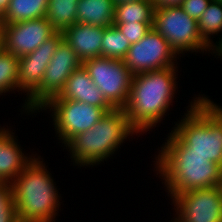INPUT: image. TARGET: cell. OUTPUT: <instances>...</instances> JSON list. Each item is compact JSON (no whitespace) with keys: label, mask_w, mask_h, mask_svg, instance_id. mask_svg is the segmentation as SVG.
Listing matches in <instances>:
<instances>
[{"label":"cell","mask_w":222,"mask_h":222,"mask_svg":"<svg viewBox=\"0 0 222 222\" xmlns=\"http://www.w3.org/2000/svg\"><path fill=\"white\" fill-rule=\"evenodd\" d=\"M48 65L68 66L74 71L82 65V62L70 45L62 39Z\"/></svg>","instance_id":"obj_24"},{"label":"cell","mask_w":222,"mask_h":222,"mask_svg":"<svg viewBox=\"0 0 222 222\" xmlns=\"http://www.w3.org/2000/svg\"><path fill=\"white\" fill-rule=\"evenodd\" d=\"M52 99L76 100L102 109H114L94 84L83 65L74 70L60 94Z\"/></svg>","instance_id":"obj_14"},{"label":"cell","mask_w":222,"mask_h":222,"mask_svg":"<svg viewBox=\"0 0 222 222\" xmlns=\"http://www.w3.org/2000/svg\"><path fill=\"white\" fill-rule=\"evenodd\" d=\"M5 183H3L1 180H0V188L4 185Z\"/></svg>","instance_id":"obj_34"},{"label":"cell","mask_w":222,"mask_h":222,"mask_svg":"<svg viewBox=\"0 0 222 222\" xmlns=\"http://www.w3.org/2000/svg\"><path fill=\"white\" fill-rule=\"evenodd\" d=\"M134 1H142V0H113V3L115 5H119L123 3L134 2Z\"/></svg>","instance_id":"obj_31"},{"label":"cell","mask_w":222,"mask_h":222,"mask_svg":"<svg viewBox=\"0 0 222 222\" xmlns=\"http://www.w3.org/2000/svg\"><path fill=\"white\" fill-rule=\"evenodd\" d=\"M152 28L180 57L187 52H208L213 55V50L201 38L198 21L188 16L181 7L155 10Z\"/></svg>","instance_id":"obj_6"},{"label":"cell","mask_w":222,"mask_h":222,"mask_svg":"<svg viewBox=\"0 0 222 222\" xmlns=\"http://www.w3.org/2000/svg\"><path fill=\"white\" fill-rule=\"evenodd\" d=\"M19 57L5 49L0 52V96L10 91H20L18 88Z\"/></svg>","instance_id":"obj_23"},{"label":"cell","mask_w":222,"mask_h":222,"mask_svg":"<svg viewBox=\"0 0 222 222\" xmlns=\"http://www.w3.org/2000/svg\"><path fill=\"white\" fill-rule=\"evenodd\" d=\"M177 69L169 67L133 75L129 99L123 109L138 137L152 131L167 116L178 92Z\"/></svg>","instance_id":"obj_2"},{"label":"cell","mask_w":222,"mask_h":222,"mask_svg":"<svg viewBox=\"0 0 222 222\" xmlns=\"http://www.w3.org/2000/svg\"><path fill=\"white\" fill-rule=\"evenodd\" d=\"M0 26L4 49L16 57L32 53L57 32L46 17Z\"/></svg>","instance_id":"obj_11"},{"label":"cell","mask_w":222,"mask_h":222,"mask_svg":"<svg viewBox=\"0 0 222 222\" xmlns=\"http://www.w3.org/2000/svg\"><path fill=\"white\" fill-rule=\"evenodd\" d=\"M79 0H49L45 17L57 32L77 23Z\"/></svg>","instance_id":"obj_20"},{"label":"cell","mask_w":222,"mask_h":222,"mask_svg":"<svg viewBox=\"0 0 222 222\" xmlns=\"http://www.w3.org/2000/svg\"><path fill=\"white\" fill-rule=\"evenodd\" d=\"M139 133L130 125L123 108L108 111L91 129L73 136L63 147L69 149L71 162L78 167L97 166L121 149V145Z\"/></svg>","instance_id":"obj_4"},{"label":"cell","mask_w":222,"mask_h":222,"mask_svg":"<svg viewBox=\"0 0 222 222\" xmlns=\"http://www.w3.org/2000/svg\"><path fill=\"white\" fill-rule=\"evenodd\" d=\"M213 54L216 58V56H218L217 58H222V41L213 49Z\"/></svg>","instance_id":"obj_30"},{"label":"cell","mask_w":222,"mask_h":222,"mask_svg":"<svg viewBox=\"0 0 222 222\" xmlns=\"http://www.w3.org/2000/svg\"><path fill=\"white\" fill-rule=\"evenodd\" d=\"M171 201L175 222H222L221 186L182 192Z\"/></svg>","instance_id":"obj_10"},{"label":"cell","mask_w":222,"mask_h":222,"mask_svg":"<svg viewBox=\"0 0 222 222\" xmlns=\"http://www.w3.org/2000/svg\"><path fill=\"white\" fill-rule=\"evenodd\" d=\"M114 13L113 0H79L77 23L109 27L114 23Z\"/></svg>","instance_id":"obj_17"},{"label":"cell","mask_w":222,"mask_h":222,"mask_svg":"<svg viewBox=\"0 0 222 222\" xmlns=\"http://www.w3.org/2000/svg\"><path fill=\"white\" fill-rule=\"evenodd\" d=\"M101 57L123 60L131 46L117 26L104 28Z\"/></svg>","instance_id":"obj_22"},{"label":"cell","mask_w":222,"mask_h":222,"mask_svg":"<svg viewBox=\"0 0 222 222\" xmlns=\"http://www.w3.org/2000/svg\"><path fill=\"white\" fill-rule=\"evenodd\" d=\"M48 109L52 112L50 116H52L55 134L62 145H65L73 136L91 129L106 112L113 110L67 99H50L40 108V111L47 112Z\"/></svg>","instance_id":"obj_7"},{"label":"cell","mask_w":222,"mask_h":222,"mask_svg":"<svg viewBox=\"0 0 222 222\" xmlns=\"http://www.w3.org/2000/svg\"><path fill=\"white\" fill-rule=\"evenodd\" d=\"M168 135L153 162L154 172L163 179L171 200L182 192L222 185L221 165L198 153H188V148L172 132Z\"/></svg>","instance_id":"obj_1"},{"label":"cell","mask_w":222,"mask_h":222,"mask_svg":"<svg viewBox=\"0 0 222 222\" xmlns=\"http://www.w3.org/2000/svg\"><path fill=\"white\" fill-rule=\"evenodd\" d=\"M113 25L118 27L130 44L137 43L153 27V23H123Z\"/></svg>","instance_id":"obj_26"},{"label":"cell","mask_w":222,"mask_h":222,"mask_svg":"<svg viewBox=\"0 0 222 222\" xmlns=\"http://www.w3.org/2000/svg\"><path fill=\"white\" fill-rule=\"evenodd\" d=\"M62 39L63 33L56 32L35 51L19 57L18 88L26 93L24 105L21 106L24 114H26L27 99L41 86L45 70Z\"/></svg>","instance_id":"obj_12"},{"label":"cell","mask_w":222,"mask_h":222,"mask_svg":"<svg viewBox=\"0 0 222 222\" xmlns=\"http://www.w3.org/2000/svg\"><path fill=\"white\" fill-rule=\"evenodd\" d=\"M10 0H0V18L5 14L8 9Z\"/></svg>","instance_id":"obj_29"},{"label":"cell","mask_w":222,"mask_h":222,"mask_svg":"<svg viewBox=\"0 0 222 222\" xmlns=\"http://www.w3.org/2000/svg\"><path fill=\"white\" fill-rule=\"evenodd\" d=\"M4 49V45H3V32L0 26V52Z\"/></svg>","instance_id":"obj_32"},{"label":"cell","mask_w":222,"mask_h":222,"mask_svg":"<svg viewBox=\"0 0 222 222\" xmlns=\"http://www.w3.org/2000/svg\"><path fill=\"white\" fill-rule=\"evenodd\" d=\"M0 222H19L10 184L0 188Z\"/></svg>","instance_id":"obj_25"},{"label":"cell","mask_w":222,"mask_h":222,"mask_svg":"<svg viewBox=\"0 0 222 222\" xmlns=\"http://www.w3.org/2000/svg\"><path fill=\"white\" fill-rule=\"evenodd\" d=\"M73 72L68 66L48 65L41 86L26 101V114L40 112L42 106L58 96Z\"/></svg>","instance_id":"obj_16"},{"label":"cell","mask_w":222,"mask_h":222,"mask_svg":"<svg viewBox=\"0 0 222 222\" xmlns=\"http://www.w3.org/2000/svg\"><path fill=\"white\" fill-rule=\"evenodd\" d=\"M184 0H151L154 10L162 8L180 7Z\"/></svg>","instance_id":"obj_28"},{"label":"cell","mask_w":222,"mask_h":222,"mask_svg":"<svg viewBox=\"0 0 222 222\" xmlns=\"http://www.w3.org/2000/svg\"><path fill=\"white\" fill-rule=\"evenodd\" d=\"M49 0H10L0 24L15 23L45 17Z\"/></svg>","instance_id":"obj_18"},{"label":"cell","mask_w":222,"mask_h":222,"mask_svg":"<svg viewBox=\"0 0 222 222\" xmlns=\"http://www.w3.org/2000/svg\"><path fill=\"white\" fill-rule=\"evenodd\" d=\"M90 78L114 108L128 102L133 73L123 60L96 57L82 63Z\"/></svg>","instance_id":"obj_8"},{"label":"cell","mask_w":222,"mask_h":222,"mask_svg":"<svg viewBox=\"0 0 222 222\" xmlns=\"http://www.w3.org/2000/svg\"><path fill=\"white\" fill-rule=\"evenodd\" d=\"M198 28L202 40L213 50L221 41L222 35V4L212 1L208 4L207 9L202 13L201 18L198 20ZM220 36L216 43L213 42L215 37Z\"/></svg>","instance_id":"obj_21"},{"label":"cell","mask_w":222,"mask_h":222,"mask_svg":"<svg viewBox=\"0 0 222 222\" xmlns=\"http://www.w3.org/2000/svg\"><path fill=\"white\" fill-rule=\"evenodd\" d=\"M104 28L75 23L62 32L63 39L76 52L77 57L83 63L101 56Z\"/></svg>","instance_id":"obj_15"},{"label":"cell","mask_w":222,"mask_h":222,"mask_svg":"<svg viewBox=\"0 0 222 222\" xmlns=\"http://www.w3.org/2000/svg\"><path fill=\"white\" fill-rule=\"evenodd\" d=\"M210 2L211 0H184L180 7L188 16L198 21Z\"/></svg>","instance_id":"obj_27"},{"label":"cell","mask_w":222,"mask_h":222,"mask_svg":"<svg viewBox=\"0 0 222 222\" xmlns=\"http://www.w3.org/2000/svg\"><path fill=\"white\" fill-rule=\"evenodd\" d=\"M40 157L35 156L10 183L19 222H55L58 216L62 197Z\"/></svg>","instance_id":"obj_3"},{"label":"cell","mask_w":222,"mask_h":222,"mask_svg":"<svg viewBox=\"0 0 222 222\" xmlns=\"http://www.w3.org/2000/svg\"><path fill=\"white\" fill-rule=\"evenodd\" d=\"M154 6L151 0L115 5L114 23H153Z\"/></svg>","instance_id":"obj_19"},{"label":"cell","mask_w":222,"mask_h":222,"mask_svg":"<svg viewBox=\"0 0 222 222\" xmlns=\"http://www.w3.org/2000/svg\"><path fill=\"white\" fill-rule=\"evenodd\" d=\"M13 131L8 125L0 126V180L5 184H10L37 155H25Z\"/></svg>","instance_id":"obj_13"},{"label":"cell","mask_w":222,"mask_h":222,"mask_svg":"<svg viewBox=\"0 0 222 222\" xmlns=\"http://www.w3.org/2000/svg\"><path fill=\"white\" fill-rule=\"evenodd\" d=\"M212 1L219 2L222 4V0H212Z\"/></svg>","instance_id":"obj_33"},{"label":"cell","mask_w":222,"mask_h":222,"mask_svg":"<svg viewBox=\"0 0 222 222\" xmlns=\"http://www.w3.org/2000/svg\"><path fill=\"white\" fill-rule=\"evenodd\" d=\"M200 95L189 102V109L171 132L188 148V153H198L222 166V115Z\"/></svg>","instance_id":"obj_5"},{"label":"cell","mask_w":222,"mask_h":222,"mask_svg":"<svg viewBox=\"0 0 222 222\" xmlns=\"http://www.w3.org/2000/svg\"><path fill=\"white\" fill-rule=\"evenodd\" d=\"M176 58L180 57L170 47V44L154 28H151L141 40L131 44L123 61L133 75H136L163 68L178 67Z\"/></svg>","instance_id":"obj_9"}]
</instances>
